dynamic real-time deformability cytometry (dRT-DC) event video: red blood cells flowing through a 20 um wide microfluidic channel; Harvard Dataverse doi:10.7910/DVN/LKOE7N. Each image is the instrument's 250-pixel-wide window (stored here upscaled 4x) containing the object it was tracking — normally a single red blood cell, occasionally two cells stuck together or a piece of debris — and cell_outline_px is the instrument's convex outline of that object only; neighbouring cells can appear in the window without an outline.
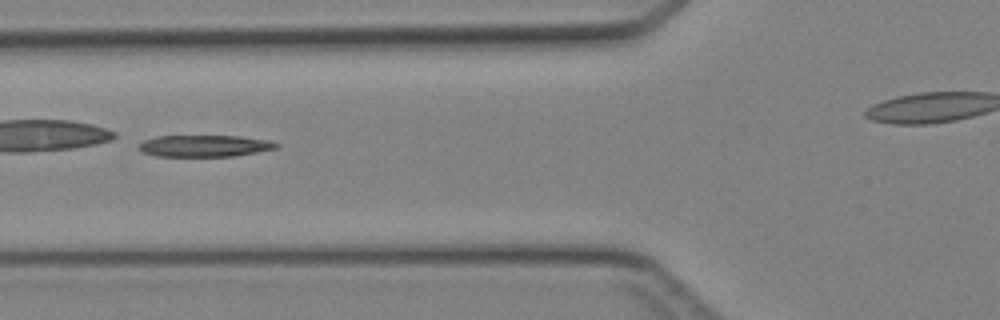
{"species": "Egyptian fruit bat (a non-hibernating species)", "species_latin": "Rousettus aegyptiacus", "temperature_condition": "cold", "stored_images_in_passage": 25, "camera_frame_rate_fps": 3000, "um_per_image_px": 0.085, "animal": {"sex": "female"}, "frame": {"image": 1, "passage_image": 4, "time_ms": 1.0, "image_size_px": [1000, 320], "cell_outline_px": [[280, 144], [276, 148], [256, 152], [232, 156], [156, 156], [140, 152], [136, 148], [144, 140], [156, 136], [240, 136], [272, 140]], "centroid_in_image_um": [17.36, 12.39], "position_along_channel_um": 108.4, "area_um2": 17.46}}
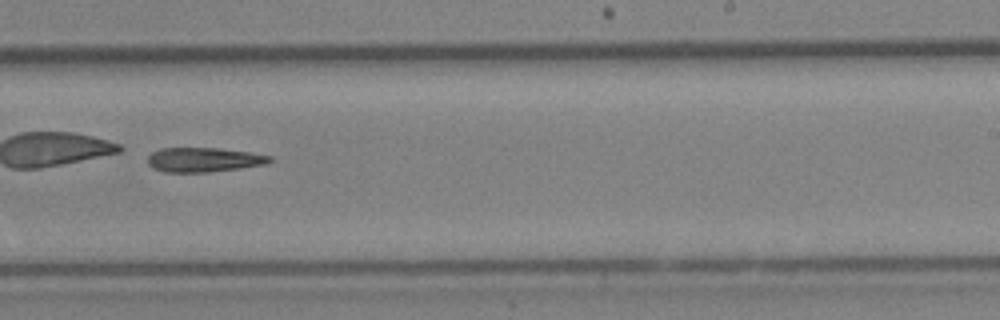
{"frame": {"image": 2, "passage_image": 15, "time_ms": 4.667, "image_size_px": [1000, 320], "cell_outline_px": [[272, 160], [268, 164], [208, 172], [164, 172], [152, 168], [148, 164], [148, 156], [152, 152], [160, 148], [220, 148], [248, 152], [272, 156]], "centroid_in_image_um": [17.3, 13.57], "position_along_channel_um": 271.7, "area_um2": 17.4}}
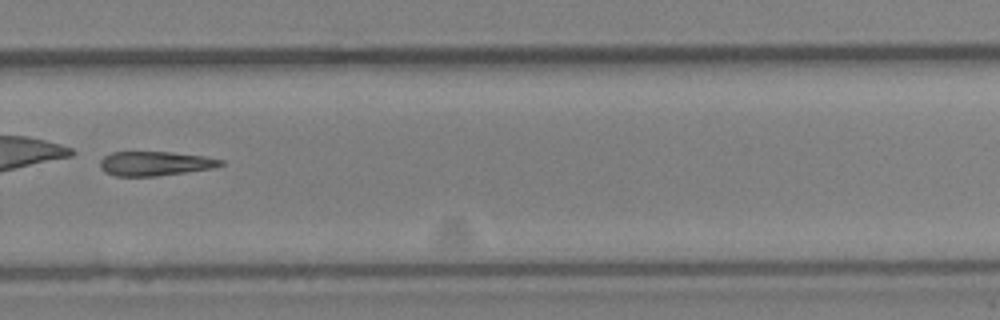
{"frame": {"image": 3, "passage_image": 18, "time_ms": 5.667, "image_size_px": [1000, 320], "cell_outline_px": [[224, 164], [212, 168], [156, 176], [116, 176], [100, 168], [100, 160], [104, 156], [112, 152], [172, 152], [204, 156], [224, 160]], "centroid_in_image_um": [13.18, 13.89], "position_along_channel_um": 316.6, "area_um2": 16.94}}